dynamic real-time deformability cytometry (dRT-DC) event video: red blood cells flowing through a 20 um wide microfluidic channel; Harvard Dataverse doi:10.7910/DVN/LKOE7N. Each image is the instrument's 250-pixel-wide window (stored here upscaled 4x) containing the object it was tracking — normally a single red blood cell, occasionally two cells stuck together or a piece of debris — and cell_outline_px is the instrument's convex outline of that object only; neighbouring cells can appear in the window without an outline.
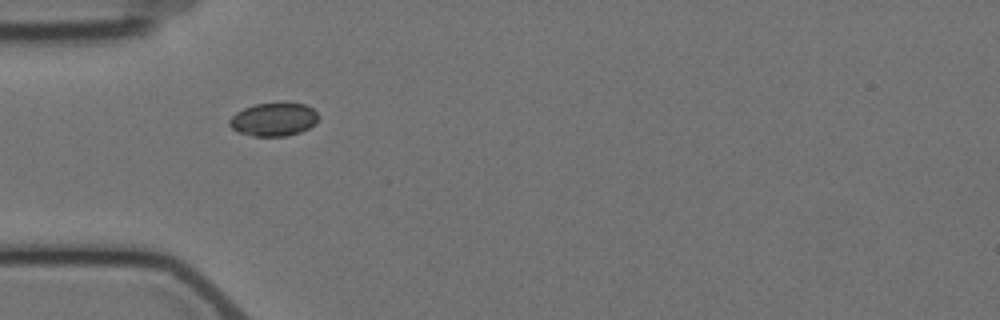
{"species": "Egyptian fruit bat (a non-hibernating species)", "species_latin": "Rousettus aegyptiacus", "temperature_condition": "cold", "stored_images_in_passage": 5, "camera_frame_rate_fps": 3000, "um_per_image_px": 0.085, "animal": {"sex": "female"}, "frame": {"image": 1, "passage_image": 1, "time_ms": 0.0, "image_size_px": [1000, 320], "cell_outline_px": [[320, 116], [308, 128], [300, 132], [288, 136], [252, 136], [240, 132], [232, 128], [228, 124], [228, 120], [236, 112], [244, 108], [256, 104], [280, 100], [284, 100], [304, 104], [312, 108]], "centroid_in_image_um": [23.26, 10.1], "position_along_channel_um": 61.7, "area_um2": 17.69}}
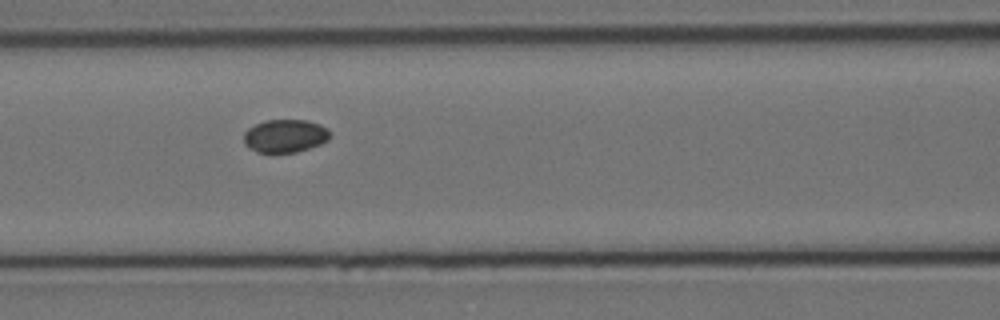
{"frame": {"image": 2, "passage_image": 3, "time_ms": 2.333, "image_size_px": [1000, 320], "cell_outline_px": [[332, 136], [328, 140], [320, 144], [296, 152], [256, 152], [248, 148], [244, 144], [244, 132], [248, 128], [264, 120], [308, 120], [320, 124], [328, 128], [332, 132]], "centroid_in_image_um": [24.26, 11.54], "position_along_channel_um": 142.3, "area_um2": 16.82}}
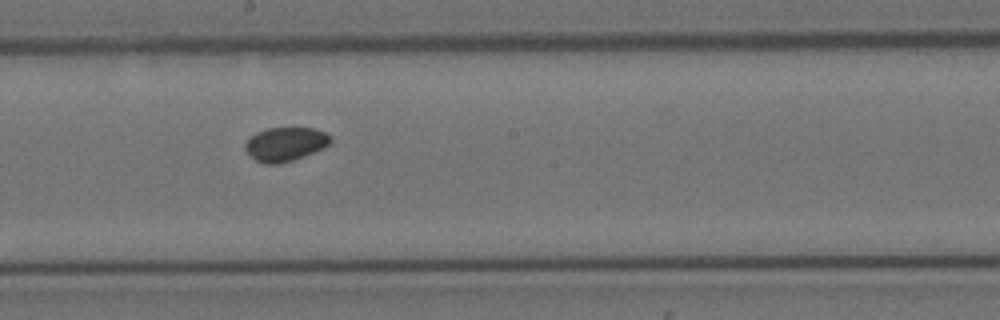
{"frame": {"image": 3, "passage_image": 5, "time_ms": 4.667, "image_size_px": [1000, 320], "cell_outline_px": [[332, 140], [324, 148], [304, 156], [292, 160], [276, 164], [268, 164], [256, 160], [244, 148], [244, 144], [256, 132], [268, 128], [312, 128], [324, 132], [332, 136]], "centroid_in_image_um": [24.27, 12.24], "position_along_channel_um": 223.9, "area_um2": 16.65}}